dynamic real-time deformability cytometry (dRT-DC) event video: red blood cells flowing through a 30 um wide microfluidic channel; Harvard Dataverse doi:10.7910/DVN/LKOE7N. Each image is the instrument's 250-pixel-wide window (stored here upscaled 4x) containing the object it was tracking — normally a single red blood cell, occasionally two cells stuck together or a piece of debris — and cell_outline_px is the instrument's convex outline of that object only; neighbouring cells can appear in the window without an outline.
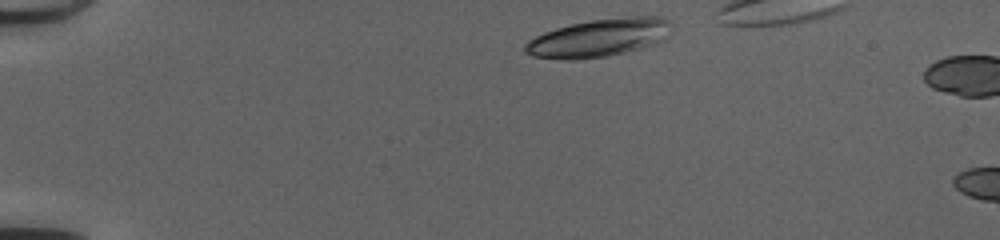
{"species": "common noctule bat (a hibernating species)", "species_latin": "Nyctalus noctula", "temperature_condition": "cold", "stored_images_in_passage": 4, "camera_frame_rate_fps": 3000, "um_per_image_px": 0.085, "animal": {"sex": "female", "body_mass_g": 20.0, "forearm_length_mm": 54.0}, "frame": {"image": 1, "passage_image": 1, "time_ms": 0.0, "image_size_px": [1000, 240], "cell_outline_px": [[672, 24], [668, 36], [660, 44], [608, 56], [576, 60], [560, 60], [532, 56], [524, 52], [524, 44], [528, 40], [544, 32], [556, 28], [572, 24], [592, 20], [636, 16], [660, 16], [668, 20]], "centroid_in_image_um": [50.93, 3.23], "position_along_channel_um": 34.1, "area_um2": 32.83}}